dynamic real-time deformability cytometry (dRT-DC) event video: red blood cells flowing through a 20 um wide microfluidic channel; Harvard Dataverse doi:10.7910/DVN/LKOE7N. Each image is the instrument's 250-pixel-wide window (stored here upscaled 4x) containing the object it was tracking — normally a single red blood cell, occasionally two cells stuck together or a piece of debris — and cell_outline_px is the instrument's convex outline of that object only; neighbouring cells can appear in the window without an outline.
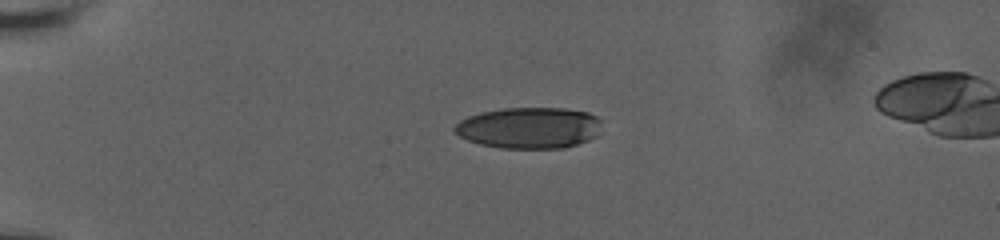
{"species": "human", "species_latin": "Homo sapiens", "temperature_condition": "room temperature", "stored_images_in_passage": 43, "camera_frame_rate_fps": 3000, "um_per_image_px": 0.085, "donor": {"sex": "male"}, "frame": {"image": 1, "passage_image": 1, "time_ms": 0.0, "image_size_px": [1000, 240], "cell_outline_px": [[600, 120], [596, 136], [588, 140], [564, 148], [500, 148], [480, 144], [468, 140], [460, 136], [452, 128], [460, 120], [468, 116], [480, 112], [504, 108], [564, 108], [588, 112], [596, 116]], "centroid_in_image_um": [44.95, 10.86], "position_along_channel_um": 40.0, "area_um2": 35.26}}
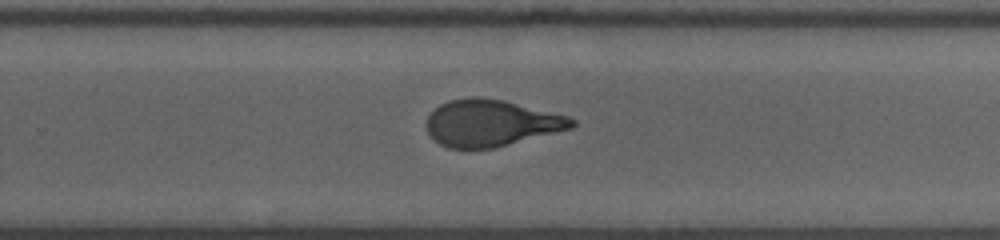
{"frame": {"image": 2, "passage_image": 25, "time_ms": 8.0, "image_size_px": [1000, 240], "cell_outline_px": [[576, 124], [572, 128], [492, 148], [448, 148], [432, 140], [428, 132], [428, 116], [440, 104], [448, 100], [472, 96], [476, 96], [504, 100], [568, 116], [576, 120]], "centroid_in_image_um": [41.73, 10.45], "position_along_channel_um": 288.1, "area_um2": 39.25}}
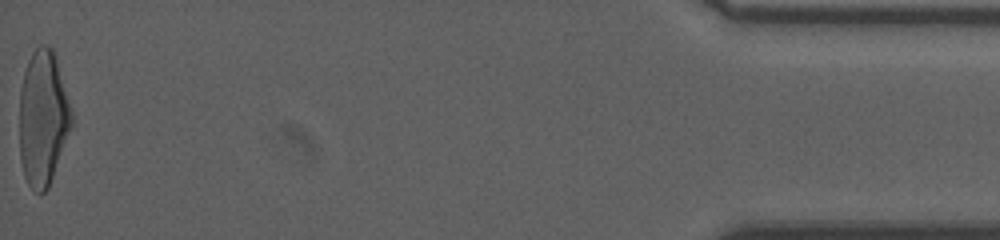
{"frame": {"image": 3, "passage_image": 43, "time_ms": 14.0, "image_size_px": [1000, 240], "cell_outline_px": [[72, 124], [48, 188], [40, 196], [28, 184], [24, 176], [20, 160], [20, 88], [24, 72], [28, 60], [32, 52], [40, 44], [44, 44], [52, 48], [56, 60], [72, 112]], "centroid_in_image_um": [3.63, 10.06], "position_along_channel_um": 431.6, "area_um2": 40.63}, "authors_computed_cell_mechanics": {"area_um2": 40.46, "velocity_mm_per_s": 3.8283, "shape_relaxation_time_tau1_ms": 6.0372, "shape_relaxation_time_tau2_ms": 1.2008, "deformation_change_tau1": 0.2371, "deformation_change_tau2": 0.096}}